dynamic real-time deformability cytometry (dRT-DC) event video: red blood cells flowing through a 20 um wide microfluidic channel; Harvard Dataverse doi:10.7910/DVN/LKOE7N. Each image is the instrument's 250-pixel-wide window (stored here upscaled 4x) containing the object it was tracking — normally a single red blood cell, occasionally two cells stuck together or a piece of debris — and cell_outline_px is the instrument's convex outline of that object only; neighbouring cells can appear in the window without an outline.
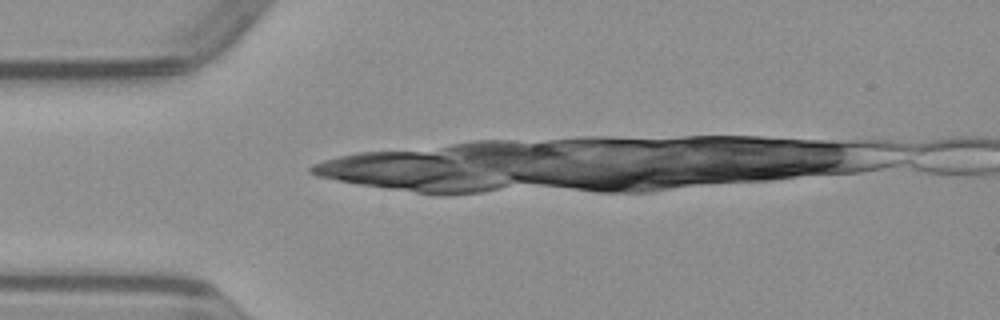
{"species": "common noctule bat (a hibernating species)", "species_latin": "Nyctalus noctula", "temperature_condition": "warm", "stored_images_in_passage": 6, "camera_frame_rate_fps": 3000, "um_per_image_px": 0.085, "animal": {"sex": "male", "body_mass_g": 23.1, "forearm_length_mm": 52.7}, "frame": {"image": 1, "passage_image": 3, "time_ms": 0.667, "image_size_px": [1000, 320], "cell_outline_px": [[460, 192], [428, 192], [348, 180], [320, 172], [348, 160], [360, 156], [392, 152], [408, 152], [440, 156], [448, 160], [456, 172]], "centroid_in_image_um": [34.03, 14.58], "position_along_channel_um": 51.0, "area_um2": 27.46}}